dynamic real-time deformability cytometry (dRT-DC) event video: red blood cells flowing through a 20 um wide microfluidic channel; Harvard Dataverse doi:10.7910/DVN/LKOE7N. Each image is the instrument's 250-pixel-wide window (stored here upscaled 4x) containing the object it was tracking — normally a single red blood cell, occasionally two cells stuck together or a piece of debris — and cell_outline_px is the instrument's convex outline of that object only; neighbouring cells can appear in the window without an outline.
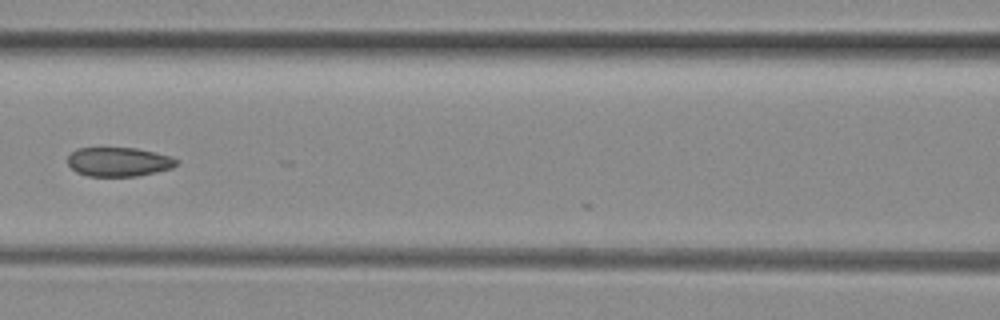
{"species": "common noctule bat (a hibernating species)", "species_latin": "Nyctalus noctula", "temperature_condition": "room temperature", "stored_images_in_passage": 7, "camera_frame_rate_fps": 3000, "um_per_image_px": 0.085, "animal": {"sex": "female", "body_mass_g": 29.2, "forearm_length_mm": 56.3}, "frame": {"image": 1, "passage_image": 6, "time_ms": 1.667, "image_size_px": [1000, 320], "cell_outline_px": [[180, 164], [172, 168], [156, 172], [136, 176], [88, 176], [76, 172], [68, 164], [68, 156], [76, 148], [136, 148], [172, 156], [180, 160]], "centroid_in_image_um": [10.13, 13.75], "position_along_channel_um": 156.5, "area_um2": 18.61}}
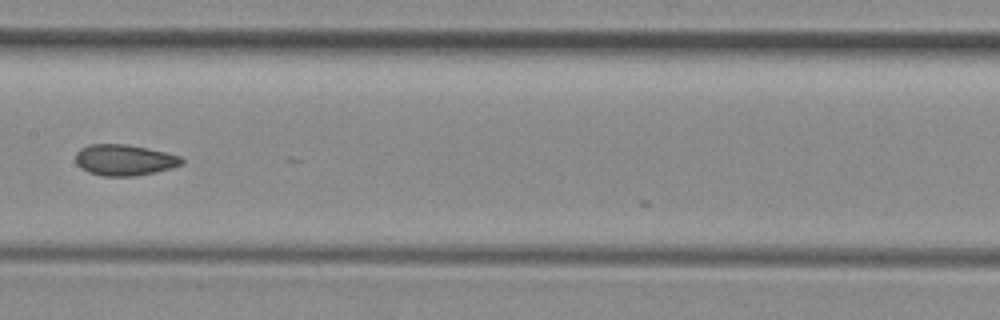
{"frame": {"image": 2, "passage_image": 7, "time_ms": 2.0, "image_size_px": [1000, 320], "cell_outline_px": [[184, 160], [180, 164], [172, 168], [156, 172], [132, 176], [104, 176], [88, 172], [80, 168], [76, 164], [76, 152], [80, 148], [88, 144], [128, 144], [164, 152], [180, 156]], "centroid_in_image_um": [10.53, 13.6], "position_along_channel_um": 196.9, "area_um2": 19.19}}